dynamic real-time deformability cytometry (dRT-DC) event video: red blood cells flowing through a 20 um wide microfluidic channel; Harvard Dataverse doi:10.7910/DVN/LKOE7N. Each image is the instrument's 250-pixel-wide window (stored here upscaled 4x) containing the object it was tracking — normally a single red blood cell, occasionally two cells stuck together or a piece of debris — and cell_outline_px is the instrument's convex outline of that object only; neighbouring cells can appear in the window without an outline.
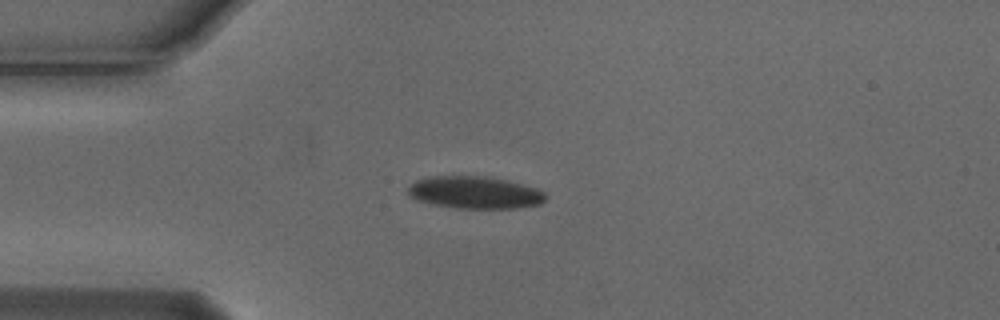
{"species": "Egyptian fruit bat (a non-hibernating species)", "species_latin": "Rousettus aegyptiacus", "temperature_condition": "cold", "stored_images_in_passage": 44, "camera_frame_rate_fps": 3000, "um_per_image_px": 0.085, "animal": {"sex": "male"}, "frame": {"image": 1, "passage_image": 8, "time_ms": 2.333, "image_size_px": [1000, 320], "cell_outline_px": [[548, 196], [540, 204], [516, 208], [456, 208], [416, 200], [408, 196], [408, 188], [416, 180], [428, 176], [484, 176], [508, 180], [536, 188], [544, 192]], "centroid_in_image_um": [40.36, 16.35], "position_along_channel_um": 44.6, "area_um2": 25.89}}
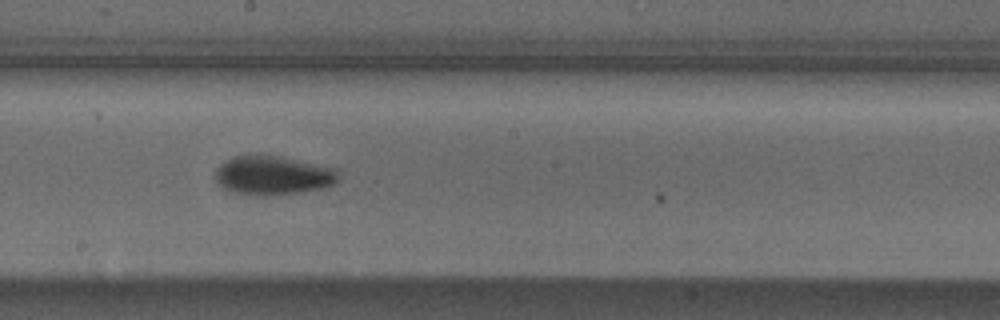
{"frame": {"image": 2, "passage_image": 24, "time_ms": 7.667, "image_size_px": [1000, 320], "cell_outline_px": [[340, 180], [324, 188], [304, 192], [264, 196], [256, 196], [232, 192], [216, 184], [216, 168], [220, 164], [232, 156], [256, 152], [260, 152], [280, 156], [336, 168], [340, 176]], "centroid_in_image_um": [23.18, 14.88], "position_along_channel_um": 225.0, "area_um2": 28.96}}
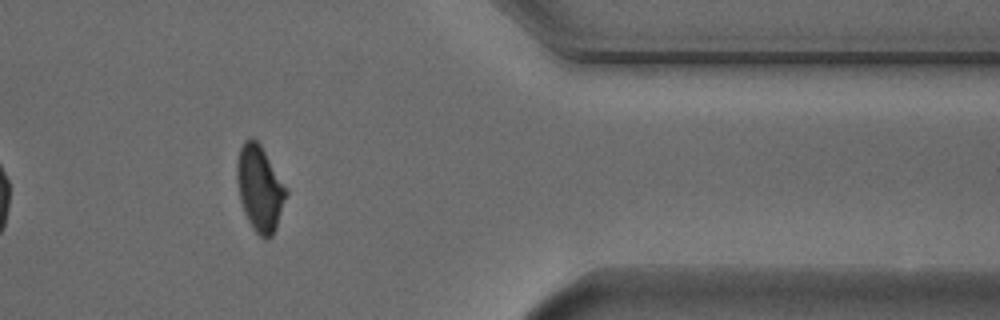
{"frame": {"image": 3, "passage_image": 39, "time_ms": 12.667, "image_size_px": [1000, 320], "cell_outline_px": [[288, 196], [276, 228], [272, 236], [260, 236], [252, 228], [244, 212], [240, 200], [236, 180], [236, 164], [240, 148], [244, 140], [252, 136], [260, 144], [288, 188]], "centroid_in_image_um": [22.09, 15.98], "position_along_channel_um": 389.3, "area_um2": 24.8}, "authors_computed_cell_mechanics": {"area_um2": 25.6921, "velocity_mm_per_s": 3.7336, "shape_relaxation_time_tau1_ms": 2.6875, "shape_relaxation_time_tau2_ms": null, "deformation_change_tau1": 0.1079, "deformation_change_tau2": null}}